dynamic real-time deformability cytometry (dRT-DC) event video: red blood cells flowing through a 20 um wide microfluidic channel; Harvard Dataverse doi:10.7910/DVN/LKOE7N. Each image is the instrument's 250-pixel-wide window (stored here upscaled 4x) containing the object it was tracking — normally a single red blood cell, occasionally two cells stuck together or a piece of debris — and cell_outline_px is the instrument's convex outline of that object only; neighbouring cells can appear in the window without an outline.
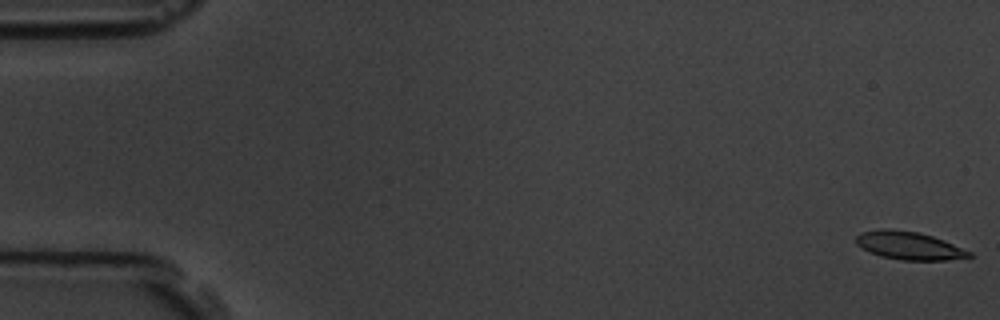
{"species": "common noctule bat (a hibernating species)", "species_latin": "Nyctalus noctula", "temperature_condition": "room temperature", "stored_images_in_passage": 9, "camera_frame_rate_fps": 3000, "um_per_image_px": 0.085, "animal": {"sex": "male", "body_mass_g": 19.5, "forearm_length_mm": 54.6}, "frame": {"image": 1, "passage_image": 1, "time_ms": 0.0, "image_size_px": [1000, 320], "cell_outline_px": [[972, 256], [944, 260], [900, 260], [880, 256], [860, 248], [856, 244], [856, 236], [860, 232], [880, 228], [884, 228], [920, 232], [944, 240], [972, 252]], "centroid_in_image_um": [77.22, 20.86], "position_along_channel_um": 7.8, "area_um2": 18.55}}
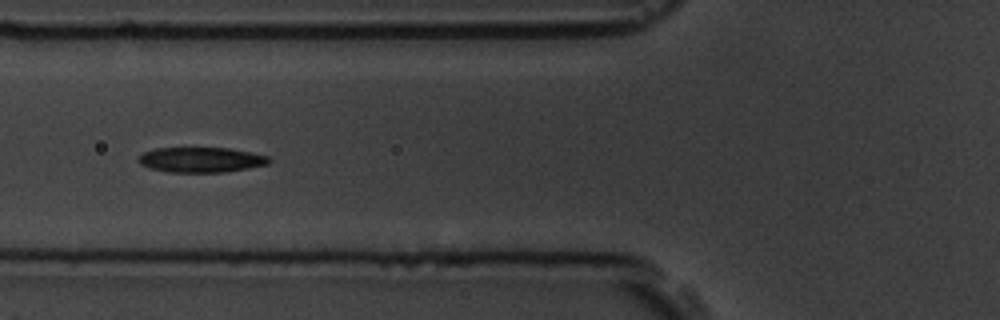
{"frame": {"image": 2, "passage_image": 7, "time_ms": 6.667, "image_size_px": [1000, 320], "cell_outline_px": [[272, 160], [268, 164], [248, 168], [224, 172], [168, 172], [148, 168], [140, 164], [136, 160], [144, 152], [156, 148], [228, 148], [268, 156]], "centroid_in_image_um": [17.06, 13.58], "position_along_channel_um": 108.7, "area_um2": 19.07}}
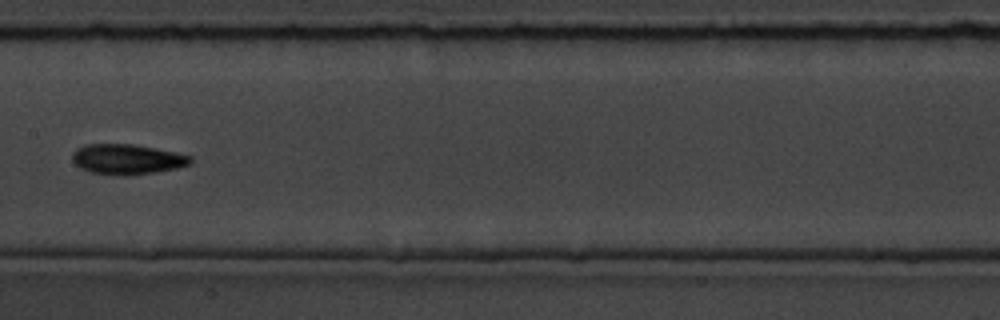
{"frame": {"image": 3, "passage_image": 9, "time_ms": 9.0, "image_size_px": [1000, 320], "cell_outline_px": [[192, 160], [188, 164], [176, 168], [156, 172], [128, 176], [124, 176], [92, 172], [80, 168], [72, 160], [72, 152], [76, 148], [84, 144], [132, 144], [176, 152], [192, 156]], "centroid_in_image_um": [10.78, 13.53], "position_along_channel_um": 196.6, "area_um2": 20.81}}